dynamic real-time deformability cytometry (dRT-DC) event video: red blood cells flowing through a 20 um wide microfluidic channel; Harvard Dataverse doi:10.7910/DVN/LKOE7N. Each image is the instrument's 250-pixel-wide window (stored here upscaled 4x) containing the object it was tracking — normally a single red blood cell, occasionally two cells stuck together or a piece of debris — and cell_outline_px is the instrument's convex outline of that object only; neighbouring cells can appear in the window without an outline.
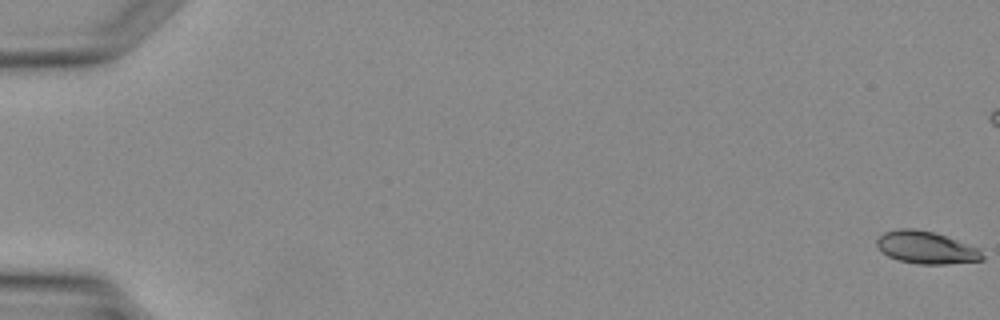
{"species": "Egyptian fruit bat (a non-hibernating species)", "species_latin": "Rousettus aegyptiacus", "temperature_condition": "warm", "stored_images_in_passage": 6, "camera_frame_rate_fps": 3000, "um_per_image_px": 0.085, "animal": {"sex": "female"}, "frame": {"image": 1, "passage_image": 1, "time_ms": 0.0, "image_size_px": [1000, 320], "cell_outline_px": [[984, 260], [944, 264], [916, 264], [900, 260], [888, 256], [876, 248], [876, 240], [884, 232], [896, 228], [912, 228], [932, 232], [980, 248], [984, 256]], "centroid_in_image_um": [78.7, 21.04], "position_along_channel_um": 6.3, "area_um2": 19.94}}
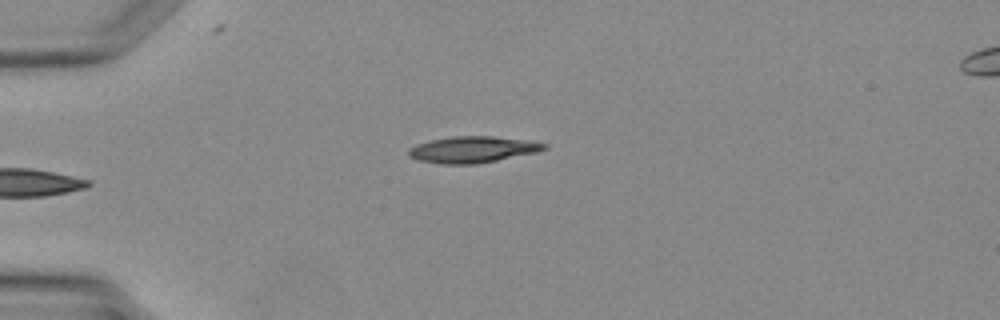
{"frame": {"image": 2, "passage_image": 5, "time_ms": 5.0, "image_size_px": [1000, 320], "cell_outline_px": [[548, 148], [536, 152], [476, 164], [440, 164], [420, 160], [408, 156], [408, 148], [416, 144], [432, 140], [452, 136], [492, 136], [532, 140], [548, 144]], "centroid_in_image_um": [40.19, 12.7], "position_along_channel_um": 44.8, "area_um2": 20.87}}